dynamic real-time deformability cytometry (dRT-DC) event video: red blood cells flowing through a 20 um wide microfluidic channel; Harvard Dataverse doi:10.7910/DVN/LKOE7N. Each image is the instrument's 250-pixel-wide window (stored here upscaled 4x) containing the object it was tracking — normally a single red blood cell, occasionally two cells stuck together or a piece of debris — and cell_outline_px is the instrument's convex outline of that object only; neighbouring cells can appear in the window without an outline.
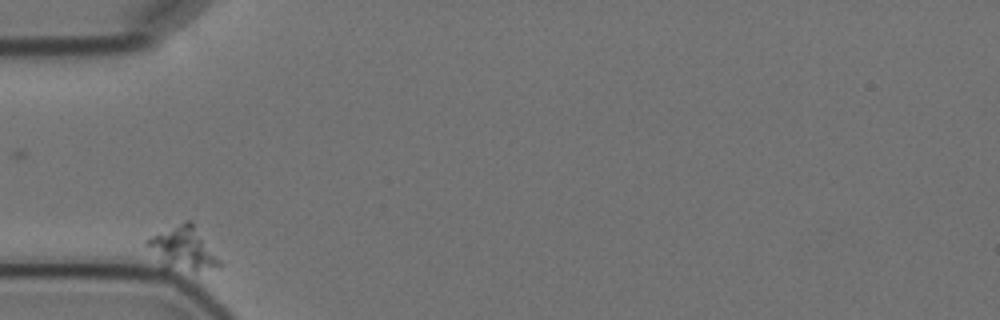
{"species": "Egyptian fruit bat (a non-hibernating species)", "species_latin": "Rousettus aegyptiacus", "temperature_condition": "cold", "stored_images_in_passage": 7, "camera_frame_rate_fps": 3000, "um_per_image_px": 0.085, "animal": {"sex": "female"}, "frame": {"image": 1, "passage_image": 1, "time_ms": 0.0, "image_size_px": [1000, 320], "cell_outline_px": [[224, 264], [196, 272], [164, 272], [144, 244], [144, 240], [184, 220], [192, 220]], "centroid_in_image_um": [15.51, 21.18], "position_along_channel_um": 69.5, "area_um2": 19.25}}
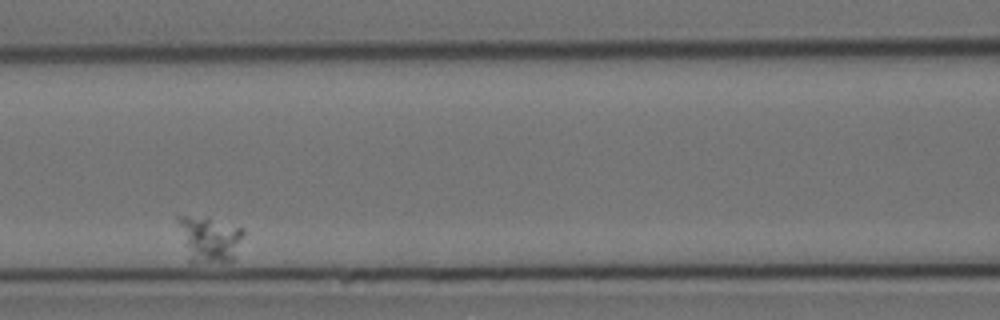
{"frame": {"image": 2, "passage_image": 3, "time_ms": 3.333, "image_size_px": [1000, 320], "cell_outline_px": [[244, 232], [236, 256], [232, 260], [192, 264], [188, 264], [176, 220], [176, 216], [208, 216], [244, 228]], "centroid_in_image_um": [17.75, 20.32], "position_along_channel_um": 148.9, "area_um2": 18.21}}
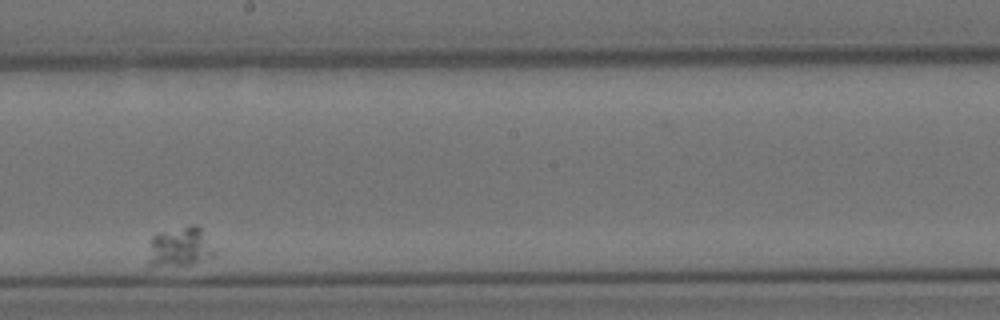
{"frame": {"image": 3, "passage_image": 6, "time_ms": 6.667, "image_size_px": [1000, 320], "cell_outline_px": [[216, 256], [188, 264], [148, 264], [152, 236], [160, 232], [192, 224], [196, 224], [200, 228], [216, 252]], "centroid_in_image_um": [15.34, 20.95], "position_along_channel_um": 232.9, "area_um2": 14.68}}